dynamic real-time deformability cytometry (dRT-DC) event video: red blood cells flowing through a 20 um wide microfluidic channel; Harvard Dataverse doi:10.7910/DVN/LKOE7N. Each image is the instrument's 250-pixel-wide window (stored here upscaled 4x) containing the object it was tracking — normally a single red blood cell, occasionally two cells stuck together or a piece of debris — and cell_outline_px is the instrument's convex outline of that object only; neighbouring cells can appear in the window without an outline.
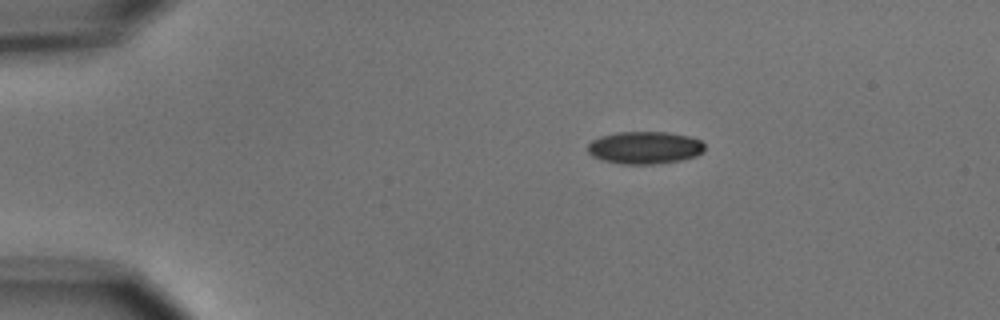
{"species": "common noctule bat (a hibernating species)", "species_latin": "Nyctalus noctula", "temperature_condition": "cold", "stored_images_in_passage": 2, "camera_frame_rate_fps": 3000, "um_per_image_px": 0.085, "animal": {"sex": "male", "body_mass_g": 15.6}, "frame": {"image": 1, "passage_image": 1, "time_ms": 0.0, "image_size_px": [1000, 320], "cell_outline_px": [[704, 152], [696, 156], [680, 160], [652, 164], [624, 164], [604, 160], [592, 156], [588, 152], [588, 144], [592, 140], [600, 136], [616, 132], [668, 132], [688, 136], [700, 140], [704, 144]], "centroid_in_image_um": [54.8, 12.54], "position_along_channel_um": 30.2, "area_um2": 22.08}}